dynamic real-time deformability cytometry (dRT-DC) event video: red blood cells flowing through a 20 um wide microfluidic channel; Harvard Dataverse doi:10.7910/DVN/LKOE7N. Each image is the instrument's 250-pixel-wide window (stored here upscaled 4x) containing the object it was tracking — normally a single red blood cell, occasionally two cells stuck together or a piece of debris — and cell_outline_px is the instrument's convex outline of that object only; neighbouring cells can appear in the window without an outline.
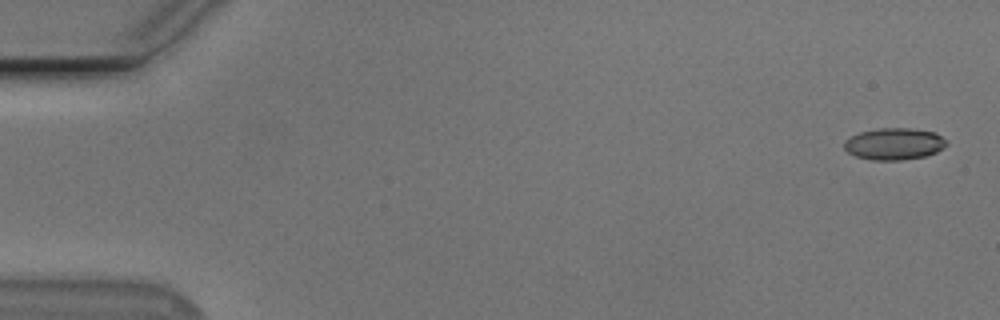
{"species": "Egyptian fruit bat (a non-hibernating species)", "species_latin": "Rousettus aegyptiacus", "temperature_condition": "cold", "stored_images_in_passage": 54, "camera_frame_rate_fps": 3000, "um_per_image_px": 0.085, "animal": {"sex": "male"}, "frame": {"image": 1, "passage_image": 1, "time_ms": 0.0, "image_size_px": [1000, 320], "cell_outline_px": [[948, 144], [944, 148], [936, 152], [924, 156], [900, 160], [872, 160], [856, 156], [848, 152], [844, 148], [844, 140], [860, 132], [880, 128], [912, 128], [936, 132], [948, 140]], "centroid_in_image_um": [76.04, 12.22], "position_along_channel_um": 9.0, "area_um2": 19.07}}
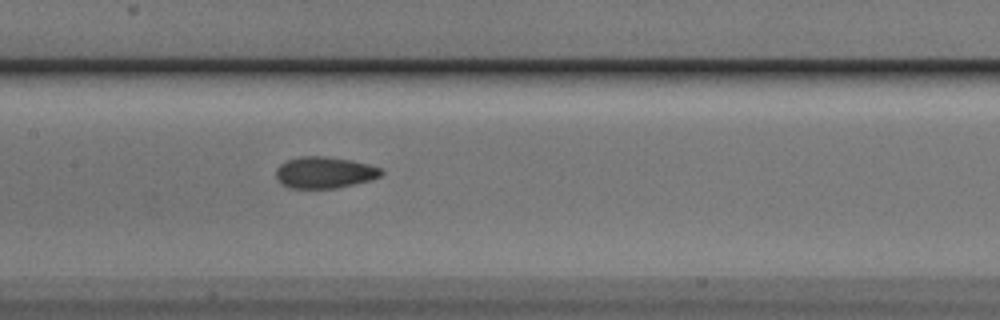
{"frame": {"image": 2, "passage_image": 26, "time_ms": 8.333, "image_size_px": [1000, 320], "cell_outline_px": [[384, 172], [380, 176], [368, 180], [336, 188], [288, 188], [280, 184], [276, 180], [276, 168], [280, 164], [288, 160], [300, 156], [324, 156], [352, 160], [368, 164], [380, 168]], "centroid_in_image_um": [27.53, 14.66], "position_along_channel_um": 179.9, "area_um2": 19.31}}
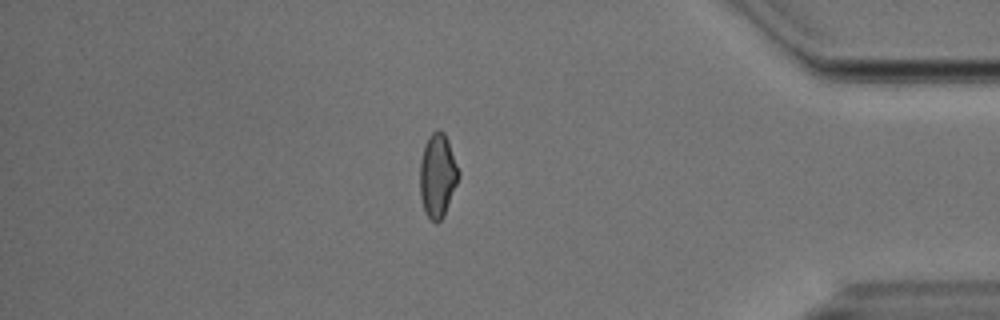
{"frame": {"image": 3, "passage_image": 46, "time_ms": 15.0, "image_size_px": [1000, 320], "cell_outline_px": [[460, 176], [444, 216], [436, 224], [424, 212], [420, 196], [420, 160], [424, 144], [428, 136], [436, 128], [440, 128], [444, 132], [448, 140], [460, 172]], "centroid_in_image_um": [37.19, 14.89], "position_along_channel_um": 398.0, "area_um2": 19.19}, "authors_computed_cell_mechanics": {"area_um2": 19.1607, "velocity_mm_per_s": 3.7726, "shape_relaxation_time_tau1_ms": 4.6013, "shape_relaxation_time_tau2_ms": 2.8178, "deformation_change_tau1": 0.123, "deformation_change_tau2": 0.0725}}